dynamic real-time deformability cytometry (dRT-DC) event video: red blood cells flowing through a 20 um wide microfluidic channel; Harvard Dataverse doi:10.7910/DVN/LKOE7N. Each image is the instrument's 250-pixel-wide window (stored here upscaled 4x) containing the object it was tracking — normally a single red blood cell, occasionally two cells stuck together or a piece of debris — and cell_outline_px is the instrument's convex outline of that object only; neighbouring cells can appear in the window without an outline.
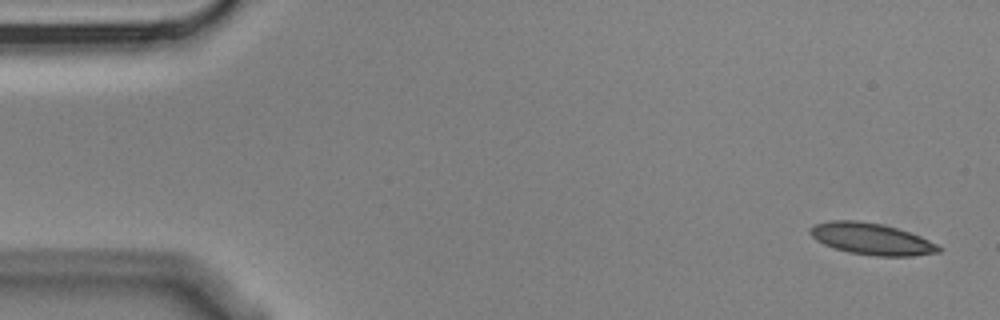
{"species": "Egyptian fruit bat (a non-hibernating species)", "species_latin": "Rousettus aegyptiacus", "temperature_condition": "cold", "stored_images_in_passage": 5, "camera_frame_rate_fps": 3000, "um_per_image_px": 0.085, "animal": {"sex": "male"}, "frame": {"image": 1, "passage_image": 1, "time_ms": 0.0, "image_size_px": [1000, 320], "cell_outline_px": [[944, 248], [940, 252], [912, 256], [876, 256], [848, 252], [824, 244], [816, 240], [808, 232], [808, 228], [816, 224], [828, 220], [856, 220], [880, 224], [896, 228], [920, 236]], "centroid_in_image_um": [74.06, 20.31], "position_along_channel_um": 10.9, "area_um2": 23.58}}
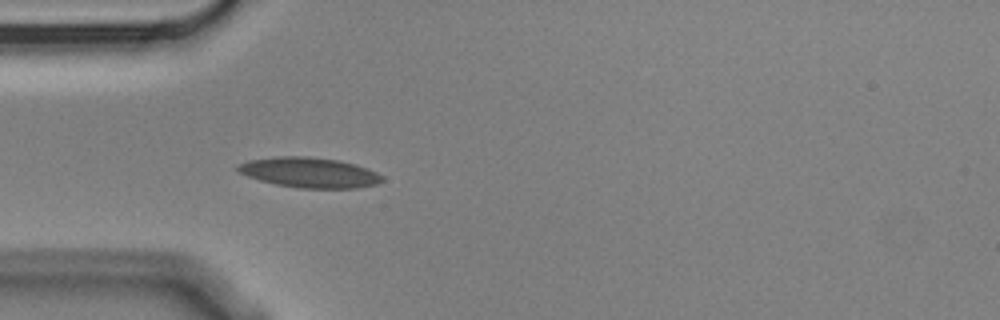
{"frame": {"image": 2, "passage_image": 5, "time_ms": 1.333, "image_size_px": [1000, 320], "cell_outline_px": [[384, 180], [376, 184], [360, 188], [300, 188], [276, 184], [260, 180], [248, 176], [240, 172], [236, 168], [240, 164], [248, 160], [276, 156], [308, 156], [336, 160], [356, 164], [376, 172], [384, 176]], "centroid_in_image_um": [26.33, 14.66], "position_along_channel_um": 58.7, "area_um2": 25.32}}